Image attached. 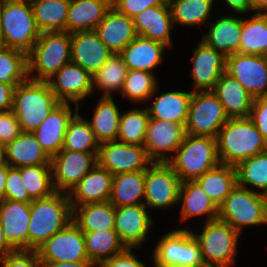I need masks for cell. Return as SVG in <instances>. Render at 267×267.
I'll list each match as a JSON object with an SVG mask.
<instances>
[{
	"instance_id": "7c38bea8",
	"label": "cell",
	"mask_w": 267,
	"mask_h": 267,
	"mask_svg": "<svg viewBox=\"0 0 267 267\" xmlns=\"http://www.w3.org/2000/svg\"><path fill=\"white\" fill-rule=\"evenodd\" d=\"M98 153L61 149L51 158L52 184L55 191L69 193L98 163Z\"/></svg>"
},
{
	"instance_id": "db71d44e",
	"label": "cell",
	"mask_w": 267,
	"mask_h": 267,
	"mask_svg": "<svg viewBox=\"0 0 267 267\" xmlns=\"http://www.w3.org/2000/svg\"><path fill=\"white\" fill-rule=\"evenodd\" d=\"M97 266L99 267H146V265L139 261L132 253V248H126L123 252L115 256L103 260Z\"/></svg>"
},
{
	"instance_id": "f35d334b",
	"label": "cell",
	"mask_w": 267,
	"mask_h": 267,
	"mask_svg": "<svg viewBox=\"0 0 267 267\" xmlns=\"http://www.w3.org/2000/svg\"><path fill=\"white\" fill-rule=\"evenodd\" d=\"M238 53L267 56V14L256 13L242 19Z\"/></svg>"
},
{
	"instance_id": "ee69618b",
	"label": "cell",
	"mask_w": 267,
	"mask_h": 267,
	"mask_svg": "<svg viewBox=\"0 0 267 267\" xmlns=\"http://www.w3.org/2000/svg\"><path fill=\"white\" fill-rule=\"evenodd\" d=\"M28 77V54L14 48H0V82L17 86Z\"/></svg>"
},
{
	"instance_id": "f1b7e54d",
	"label": "cell",
	"mask_w": 267,
	"mask_h": 267,
	"mask_svg": "<svg viewBox=\"0 0 267 267\" xmlns=\"http://www.w3.org/2000/svg\"><path fill=\"white\" fill-rule=\"evenodd\" d=\"M209 25L208 33L202 35L207 45L226 57L239 51L242 18L222 16Z\"/></svg>"
},
{
	"instance_id": "9c48e42d",
	"label": "cell",
	"mask_w": 267,
	"mask_h": 267,
	"mask_svg": "<svg viewBox=\"0 0 267 267\" xmlns=\"http://www.w3.org/2000/svg\"><path fill=\"white\" fill-rule=\"evenodd\" d=\"M155 267H206L199 244L187 229H176L161 237L153 251Z\"/></svg>"
},
{
	"instance_id": "816d5d0a",
	"label": "cell",
	"mask_w": 267,
	"mask_h": 267,
	"mask_svg": "<svg viewBox=\"0 0 267 267\" xmlns=\"http://www.w3.org/2000/svg\"><path fill=\"white\" fill-rule=\"evenodd\" d=\"M22 133L13 111L0 112V143L7 145Z\"/></svg>"
},
{
	"instance_id": "4316f807",
	"label": "cell",
	"mask_w": 267,
	"mask_h": 267,
	"mask_svg": "<svg viewBox=\"0 0 267 267\" xmlns=\"http://www.w3.org/2000/svg\"><path fill=\"white\" fill-rule=\"evenodd\" d=\"M112 7V0H70L67 32L94 31Z\"/></svg>"
},
{
	"instance_id": "d6a6232c",
	"label": "cell",
	"mask_w": 267,
	"mask_h": 267,
	"mask_svg": "<svg viewBox=\"0 0 267 267\" xmlns=\"http://www.w3.org/2000/svg\"><path fill=\"white\" fill-rule=\"evenodd\" d=\"M192 92L171 91L162 93L147 108L150 118L185 125L188 118Z\"/></svg>"
},
{
	"instance_id": "11a10c76",
	"label": "cell",
	"mask_w": 267,
	"mask_h": 267,
	"mask_svg": "<svg viewBox=\"0 0 267 267\" xmlns=\"http://www.w3.org/2000/svg\"><path fill=\"white\" fill-rule=\"evenodd\" d=\"M17 86L0 82V112L12 110L14 91Z\"/></svg>"
},
{
	"instance_id": "d4e9b609",
	"label": "cell",
	"mask_w": 267,
	"mask_h": 267,
	"mask_svg": "<svg viewBox=\"0 0 267 267\" xmlns=\"http://www.w3.org/2000/svg\"><path fill=\"white\" fill-rule=\"evenodd\" d=\"M212 92L223 105L229 119L249 118L254 98L235 77L225 71Z\"/></svg>"
},
{
	"instance_id": "2e32d148",
	"label": "cell",
	"mask_w": 267,
	"mask_h": 267,
	"mask_svg": "<svg viewBox=\"0 0 267 267\" xmlns=\"http://www.w3.org/2000/svg\"><path fill=\"white\" fill-rule=\"evenodd\" d=\"M185 135V125L149 118L144 141L148 158L152 162H168L170 156H166V152H176Z\"/></svg>"
},
{
	"instance_id": "ab89813d",
	"label": "cell",
	"mask_w": 267,
	"mask_h": 267,
	"mask_svg": "<svg viewBox=\"0 0 267 267\" xmlns=\"http://www.w3.org/2000/svg\"><path fill=\"white\" fill-rule=\"evenodd\" d=\"M83 237L89 261L95 267L126 249L115 230L83 232Z\"/></svg>"
},
{
	"instance_id": "603a6c76",
	"label": "cell",
	"mask_w": 267,
	"mask_h": 267,
	"mask_svg": "<svg viewBox=\"0 0 267 267\" xmlns=\"http://www.w3.org/2000/svg\"><path fill=\"white\" fill-rule=\"evenodd\" d=\"M94 31L113 54H120L137 36L133 18L119 13L113 7L106 12Z\"/></svg>"
},
{
	"instance_id": "5bb4252c",
	"label": "cell",
	"mask_w": 267,
	"mask_h": 267,
	"mask_svg": "<svg viewBox=\"0 0 267 267\" xmlns=\"http://www.w3.org/2000/svg\"><path fill=\"white\" fill-rule=\"evenodd\" d=\"M97 161L113 175L145 171L153 163L144 146L126 144L118 140L100 143Z\"/></svg>"
},
{
	"instance_id": "1f68e13d",
	"label": "cell",
	"mask_w": 267,
	"mask_h": 267,
	"mask_svg": "<svg viewBox=\"0 0 267 267\" xmlns=\"http://www.w3.org/2000/svg\"><path fill=\"white\" fill-rule=\"evenodd\" d=\"M83 232L115 230V206L109 201L73 207V220Z\"/></svg>"
},
{
	"instance_id": "52a82bcc",
	"label": "cell",
	"mask_w": 267,
	"mask_h": 267,
	"mask_svg": "<svg viewBox=\"0 0 267 267\" xmlns=\"http://www.w3.org/2000/svg\"><path fill=\"white\" fill-rule=\"evenodd\" d=\"M2 30L5 47L29 53L41 36L30 1L2 0Z\"/></svg>"
},
{
	"instance_id": "3957f363",
	"label": "cell",
	"mask_w": 267,
	"mask_h": 267,
	"mask_svg": "<svg viewBox=\"0 0 267 267\" xmlns=\"http://www.w3.org/2000/svg\"><path fill=\"white\" fill-rule=\"evenodd\" d=\"M60 104L47 81L27 79L14 91L12 111L22 132H34Z\"/></svg>"
},
{
	"instance_id": "9a60e30c",
	"label": "cell",
	"mask_w": 267,
	"mask_h": 267,
	"mask_svg": "<svg viewBox=\"0 0 267 267\" xmlns=\"http://www.w3.org/2000/svg\"><path fill=\"white\" fill-rule=\"evenodd\" d=\"M226 72L254 99L267 97V56L233 53L226 57Z\"/></svg>"
},
{
	"instance_id": "f5cc1de1",
	"label": "cell",
	"mask_w": 267,
	"mask_h": 267,
	"mask_svg": "<svg viewBox=\"0 0 267 267\" xmlns=\"http://www.w3.org/2000/svg\"><path fill=\"white\" fill-rule=\"evenodd\" d=\"M249 119L267 141V97L253 99Z\"/></svg>"
},
{
	"instance_id": "44dd1931",
	"label": "cell",
	"mask_w": 267,
	"mask_h": 267,
	"mask_svg": "<svg viewBox=\"0 0 267 267\" xmlns=\"http://www.w3.org/2000/svg\"><path fill=\"white\" fill-rule=\"evenodd\" d=\"M113 176L97 163L68 193L72 208L108 202L112 193Z\"/></svg>"
},
{
	"instance_id": "ac0fdd59",
	"label": "cell",
	"mask_w": 267,
	"mask_h": 267,
	"mask_svg": "<svg viewBox=\"0 0 267 267\" xmlns=\"http://www.w3.org/2000/svg\"><path fill=\"white\" fill-rule=\"evenodd\" d=\"M193 69L190 72L194 91H212L215 83L226 71V56L207 45L203 40L194 49Z\"/></svg>"
},
{
	"instance_id": "5b68a950",
	"label": "cell",
	"mask_w": 267,
	"mask_h": 267,
	"mask_svg": "<svg viewBox=\"0 0 267 267\" xmlns=\"http://www.w3.org/2000/svg\"><path fill=\"white\" fill-rule=\"evenodd\" d=\"M69 62H71V33L43 32L28 53V76H30L28 78L47 81ZM34 71L38 74L34 75Z\"/></svg>"
},
{
	"instance_id": "60d3db41",
	"label": "cell",
	"mask_w": 267,
	"mask_h": 267,
	"mask_svg": "<svg viewBox=\"0 0 267 267\" xmlns=\"http://www.w3.org/2000/svg\"><path fill=\"white\" fill-rule=\"evenodd\" d=\"M128 67L120 54H112L101 68L92 75L93 89L104 91L102 97H112L111 93L122 91Z\"/></svg>"
},
{
	"instance_id": "8992f818",
	"label": "cell",
	"mask_w": 267,
	"mask_h": 267,
	"mask_svg": "<svg viewBox=\"0 0 267 267\" xmlns=\"http://www.w3.org/2000/svg\"><path fill=\"white\" fill-rule=\"evenodd\" d=\"M218 219L239 233L244 226L267 224V196L236 185L219 205Z\"/></svg>"
},
{
	"instance_id": "6da1fadb",
	"label": "cell",
	"mask_w": 267,
	"mask_h": 267,
	"mask_svg": "<svg viewBox=\"0 0 267 267\" xmlns=\"http://www.w3.org/2000/svg\"><path fill=\"white\" fill-rule=\"evenodd\" d=\"M73 220L68 193L55 191L30 203L29 250L36 251Z\"/></svg>"
},
{
	"instance_id": "91938a15",
	"label": "cell",
	"mask_w": 267,
	"mask_h": 267,
	"mask_svg": "<svg viewBox=\"0 0 267 267\" xmlns=\"http://www.w3.org/2000/svg\"><path fill=\"white\" fill-rule=\"evenodd\" d=\"M9 168L10 166L8 164L0 165V200L4 199V193L6 188L5 183Z\"/></svg>"
},
{
	"instance_id": "277c9868",
	"label": "cell",
	"mask_w": 267,
	"mask_h": 267,
	"mask_svg": "<svg viewBox=\"0 0 267 267\" xmlns=\"http://www.w3.org/2000/svg\"><path fill=\"white\" fill-rule=\"evenodd\" d=\"M175 153L167 163L182 182L196 180L220 164L217 138L186 134Z\"/></svg>"
},
{
	"instance_id": "8fae6325",
	"label": "cell",
	"mask_w": 267,
	"mask_h": 267,
	"mask_svg": "<svg viewBox=\"0 0 267 267\" xmlns=\"http://www.w3.org/2000/svg\"><path fill=\"white\" fill-rule=\"evenodd\" d=\"M181 184V179L167 162H153L145 170V202L143 204L154 209L177 204Z\"/></svg>"
},
{
	"instance_id": "7dc6e473",
	"label": "cell",
	"mask_w": 267,
	"mask_h": 267,
	"mask_svg": "<svg viewBox=\"0 0 267 267\" xmlns=\"http://www.w3.org/2000/svg\"><path fill=\"white\" fill-rule=\"evenodd\" d=\"M157 85L155 74L152 72L128 70L121 94L131 101L143 102L155 95Z\"/></svg>"
},
{
	"instance_id": "7402d4cb",
	"label": "cell",
	"mask_w": 267,
	"mask_h": 267,
	"mask_svg": "<svg viewBox=\"0 0 267 267\" xmlns=\"http://www.w3.org/2000/svg\"><path fill=\"white\" fill-rule=\"evenodd\" d=\"M113 53L95 31L71 33V62L93 75Z\"/></svg>"
},
{
	"instance_id": "680465c9",
	"label": "cell",
	"mask_w": 267,
	"mask_h": 267,
	"mask_svg": "<svg viewBox=\"0 0 267 267\" xmlns=\"http://www.w3.org/2000/svg\"><path fill=\"white\" fill-rule=\"evenodd\" d=\"M14 251H16V249L6 240L3 228L0 224V259Z\"/></svg>"
},
{
	"instance_id": "30bf717a",
	"label": "cell",
	"mask_w": 267,
	"mask_h": 267,
	"mask_svg": "<svg viewBox=\"0 0 267 267\" xmlns=\"http://www.w3.org/2000/svg\"><path fill=\"white\" fill-rule=\"evenodd\" d=\"M229 120L223 105L212 91H193L190 101L186 134L217 138Z\"/></svg>"
},
{
	"instance_id": "f6af8a7d",
	"label": "cell",
	"mask_w": 267,
	"mask_h": 267,
	"mask_svg": "<svg viewBox=\"0 0 267 267\" xmlns=\"http://www.w3.org/2000/svg\"><path fill=\"white\" fill-rule=\"evenodd\" d=\"M148 109H137L121 113L117 140L126 144L144 146L149 122Z\"/></svg>"
},
{
	"instance_id": "94428289",
	"label": "cell",
	"mask_w": 267,
	"mask_h": 267,
	"mask_svg": "<svg viewBox=\"0 0 267 267\" xmlns=\"http://www.w3.org/2000/svg\"><path fill=\"white\" fill-rule=\"evenodd\" d=\"M257 11V13L267 14V0H252V11ZM263 10L266 12H263Z\"/></svg>"
},
{
	"instance_id": "ffe728a7",
	"label": "cell",
	"mask_w": 267,
	"mask_h": 267,
	"mask_svg": "<svg viewBox=\"0 0 267 267\" xmlns=\"http://www.w3.org/2000/svg\"><path fill=\"white\" fill-rule=\"evenodd\" d=\"M30 203L0 200V224L6 240L16 250H29Z\"/></svg>"
},
{
	"instance_id": "7bdbcfd3",
	"label": "cell",
	"mask_w": 267,
	"mask_h": 267,
	"mask_svg": "<svg viewBox=\"0 0 267 267\" xmlns=\"http://www.w3.org/2000/svg\"><path fill=\"white\" fill-rule=\"evenodd\" d=\"M237 185L261 189L267 196V150L239 162L236 166Z\"/></svg>"
},
{
	"instance_id": "bcb514c9",
	"label": "cell",
	"mask_w": 267,
	"mask_h": 267,
	"mask_svg": "<svg viewBox=\"0 0 267 267\" xmlns=\"http://www.w3.org/2000/svg\"><path fill=\"white\" fill-rule=\"evenodd\" d=\"M20 171L23 184L34 199L50 196L55 192L52 184L51 164H41L17 168Z\"/></svg>"
},
{
	"instance_id": "e575fe53",
	"label": "cell",
	"mask_w": 267,
	"mask_h": 267,
	"mask_svg": "<svg viewBox=\"0 0 267 267\" xmlns=\"http://www.w3.org/2000/svg\"><path fill=\"white\" fill-rule=\"evenodd\" d=\"M30 3L41 33L67 32L70 0H32Z\"/></svg>"
},
{
	"instance_id": "4dcf8cb0",
	"label": "cell",
	"mask_w": 267,
	"mask_h": 267,
	"mask_svg": "<svg viewBox=\"0 0 267 267\" xmlns=\"http://www.w3.org/2000/svg\"><path fill=\"white\" fill-rule=\"evenodd\" d=\"M183 202L181 221L193 216H207V221L218 219V207L210 199L196 180L183 181L179 192V202Z\"/></svg>"
},
{
	"instance_id": "f546056e",
	"label": "cell",
	"mask_w": 267,
	"mask_h": 267,
	"mask_svg": "<svg viewBox=\"0 0 267 267\" xmlns=\"http://www.w3.org/2000/svg\"><path fill=\"white\" fill-rule=\"evenodd\" d=\"M7 164L13 168L51 164V158L45 153L32 132H22L6 145Z\"/></svg>"
},
{
	"instance_id": "74e56055",
	"label": "cell",
	"mask_w": 267,
	"mask_h": 267,
	"mask_svg": "<svg viewBox=\"0 0 267 267\" xmlns=\"http://www.w3.org/2000/svg\"><path fill=\"white\" fill-rule=\"evenodd\" d=\"M120 116L121 113L113 97H101L94 111L92 122L89 121L100 143L117 140Z\"/></svg>"
},
{
	"instance_id": "6125c7cd",
	"label": "cell",
	"mask_w": 267,
	"mask_h": 267,
	"mask_svg": "<svg viewBox=\"0 0 267 267\" xmlns=\"http://www.w3.org/2000/svg\"><path fill=\"white\" fill-rule=\"evenodd\" d=\"M7 164L6 145L0 143V165Z\"/></svg>"
},
{
	"instance_id": "d590c367",
	"label": "cell",
	"mask_w": 267,
	"mask_h": 267,
	"mask_svg": "<svg viewBox=\"0 0 267 267\" xmlns=\"http://www.w3.org/2000/svg\"><path fill=\"white\" fill-rule=\"evenodd\" d=\"M217 207L237 185L235 166L219 164L196 179Z\"/></svg>"
},
{
	"instance_id": "8d00e7d4",
	"label": "cell",
	"mask_w": 267,
	"mask_h": 267,
	"mask_svg": "<svg viewBox=\"0 0 267 267\" xmlns=\"http://www.w3.org/2000/svg\"><path fill=\"white\" fill-rule=\"evenodd\" d=\"M100 142L96 139L87 119L79 114V107L70 119L65 132L63 150L80 151L84 153H99Z\"/></svg>"
},
{
	"instance_id": "ba28073f",
	"label": "cell",
	"mask_w": 267,
	"mask_h": 267,
	"mask_svg": "<svg viewBox=\"0 0 267 267\" xmlns=\"http://www.w3.org/2000/svg\"><path fill=\"white\" fill-rule=\"evenodd\" d=\"M206 267H230L235 263L240 233L219 219L205 222L202 232H192Z\"/></svg>"
},
{
	"instance_id": "d6986e66",
	"label": "cell",
	"mask_w": 267,
	"mask_h": 267,
	"mask_svg": "<svg viewBox=\"0 0 267 267\" xmlns=\"http://www.w3.org/2000/svg\"><path fill=\"white\" fill-rule=\"evenodd\" d=\"M115 231L126 248L142 245L153 220L144 204L115 207Z\"/></svg>"
},
{
	"instance_id": "be15d7a7",
	"label": "cell",
	"mask_w": 267,
	"mask_h": 267,
	"mask_svg": "<svg viewBox=\"0 0 267 267\" xmlns=\"http://www.w3.org/2000/svg\"><path fill=\"white\" fill-rule=\"evenodd\" d=\"M2 0H0V48L5 47L4 35L2 30Z\"/></svg>"
},
{
	"instance_id": "681fc988",
	"label": "cell",
	"mask_w": 267,
	"mask_h": 267,
	"mask_svg": "<svg viewBox=\"0 0 267 267\" xmlns=\"http://www.w3.org/2000/svg\"><path fill=\"white\" fill-rule=\"evenodd\" d=\"M169 5L164 0H112V7L130 18L143 13L147 8Z\"/></svg>"
},
{
	"instance_id": "6f0895ef",
	"label": "cell",
	"mask_w": 267,
	"mask_h": 267,
	"mask_svg": "<svg viewBox=\"0 0 267 267\" xmlns=\"http://www.w3.org/2000/svg\"><path fill=\"white\" fill-rule=\"evenodd\" d=\"M95 266L92 262H42V267H92Z\"/></svg>"
},
{
	"instance_id": "4fadbf2b",
	"label": "cell",
	"mask_w": 267,
	"mask_h": 267,
	"mask_svg": "<svg viewBox=\"0 0 267 267\" xmlns=\"http://www.w3.org/2000/svg\"><path fill=\"white\" fill-rule=\"evenodd\" d=\"M41 262L89 261L83 231L72 221L37 250Z\"/></svg>"
},
{
	"instance_id": "c3c4849f",
	"label": "cell",
	"mask_w": 267,
	"mask_h": 267,
	"mask_svg": "<svg viewBox=\"0 0 267 267\" xmlns=\"http://www.w3.org/2000/svg\"><path fill=\"white\" fill-rule=\"evenodd\" d=\"M5 185L4 199L24 203H31L33 201L23 184L20 171L17 168L10 167L8 169Z\"/></svg>"
},
{
	"instance_id": "f907efd6",
	"label": "cell",
	"mask_w": 267,
	"mask_h": 267,
	"mask_svg": "<svg viewBox=\"0 0 267 267\" xmlns=\"http://www.w3.org/2000/svg\"><path fill=\"white\" fill-rule=\"evenodd\" d=\"M0 261V267H42L37 251L31 250H16Z\"/></svg>"
},
{
	"instance_id": "b9f144b4",
	"label": "cell",
	"mask_w": 267,
	"mask_h": 267,
	"mask_svg": "<svg viewBox=\"0 0 267 267\" xmlns=\"http://www.w3.org/2000/svg\"><path fill=\"white\" fill-rule=\"evenodd\" d=\"M215 0H170L168 2L173 25L195 26L207 24Z\"/></svg>"
},
{
	"instance_id": "83f0119b",
	"label": "cell",
	"mask_w": 267,
	"mask_h": 267,
	"mask_svg": "<svg viewBox=\"0 0 267 267\" xmlns=\"http://www.w3.org/2000/svg\"><path fill=\"white\" fill-rule=\"evenodd\" d=\"M164 44L137 35L120 53L128 70L152 72L161 61Z\"/></svg>"
},
{
	"instance_id": "cb8c5ba5",
	"label": "cell",
	"mask_w": 267,
	"mask_h": 267,
	"mask_svg": "<svg viewBox=\"0 0 267 267\" xmlns=\"http://www.w3.org/2000/svg\"><path fill=\"white\" fill-rule=\"evenodd\" d=\"M70 108L69 103H60L33 132L50 158L63 148L67 125L73 117Z\"/></svg>"
},
{
	"instance_id": "9f6ffc18",
	"label": "cell",
	"mask_w": 267,
	"mask_h": 267,
	"mask_svg": "<svg viewBox=\"0 0 267 267\" xmlns=\"http://www.w3.org/2000/svg\"><path fill=\"white\" fill-rule=\"evenodd\" d=\"M225 2L238 14L248 13L252 10V0H225Z\"/></svg>"
},
{
	"instance_id": "484cf974",
	"label": "cell",
	"mask_w": 267,
	"mask_h": 267,
	"mask_svg": "<svg viewBox=\"0 0 267 267\" xmlns=\"http://www.w3.org/2000/svg\"><path fill=\"white\" fill-rule=\"evenodd\" d=\"M136 34L153 41L171 45L170 30L173 21L169 5H159L147 8L143 13L133 18Z\"/></svg>"
},
{
	"instance_id": "7a4b0ae2",
	"label": "cell",
	"mask_w": 267,
	"mask_h": 267,
	"mask_svg": "<svg viewBox=\"0 0 267 267\" xmlns=\"http://www.w3.org/2000/svg\"><path fill=\"white\" fill-rule=\"evenodd\" d=\"M221 164L236 166L239 162L267 150V141L249 118L229 119L217 136Z\"/></svg>"
},
{
	"instance_id": "e0dca14e",
	"label": "cell",
	"mask_w": 267,
	"mask_h": 267,
	"mask_svg": "<svg viewBox=\"0 0 267 267\" xmlns=\"http://www.w3.org/2000/svg\"><path fill=\"white\" fill-rule=\"evenodd\" d=\"M47 82L60 103L72 102L78 107V102L93 92L92 75L73 62L63 66Z\"/></svg>"
},
{
	"instance_id": "836d02e7",
	"label": "cell",
	"mask_w": 267,
	"mask_h": 267,
	"mask_svg": "<svg viewBox=\"0 0 267 267\" xmlns=\"http://www.w3.org/2000/svg\"><path fill=\"white\" fill-rule=\"evenodd\" d=\"M144 187L145 171L126 172L114 175L109 202L115 207L143 204Z\"/></svg>"
}]
</instances>
